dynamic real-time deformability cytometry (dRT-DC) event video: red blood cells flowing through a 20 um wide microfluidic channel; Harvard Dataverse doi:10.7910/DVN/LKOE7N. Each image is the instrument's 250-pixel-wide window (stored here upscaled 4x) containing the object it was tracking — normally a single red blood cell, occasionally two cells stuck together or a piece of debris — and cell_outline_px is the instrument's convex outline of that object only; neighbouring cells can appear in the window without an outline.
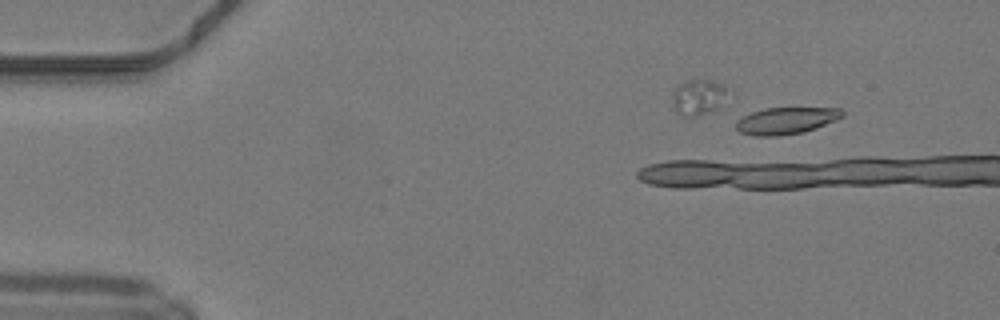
{"species": "common noctule bat (a hibernating species)", "species_latin": "Nyctalus noctula", "temperature_condition": "warm", "stored_images_in_passage": 5, "camera_frame_rate_fps": 3000, "um_per_image_px": 0.085, "animal": {"sex": "male", "body_mass_g": 19.2, "forearm_length_mm": 51.8}, "frame": {"image": 1, "passage_image": 1, "time_ms": 0.0, "image_size_px": [1000, 320], "cell_outline_px": [[844, 116], [836, 120], [816, 128], [804, 132], [780, 136], [756, 136], [740, 132], [736, 128], [736, 120], [752, 112], [764, 108], [840, 108], [844, 112]], "centroid_in_image_um": [66.83, 10.26], "position_along_channel_um": 18.2, "area_um2": 16.65}}